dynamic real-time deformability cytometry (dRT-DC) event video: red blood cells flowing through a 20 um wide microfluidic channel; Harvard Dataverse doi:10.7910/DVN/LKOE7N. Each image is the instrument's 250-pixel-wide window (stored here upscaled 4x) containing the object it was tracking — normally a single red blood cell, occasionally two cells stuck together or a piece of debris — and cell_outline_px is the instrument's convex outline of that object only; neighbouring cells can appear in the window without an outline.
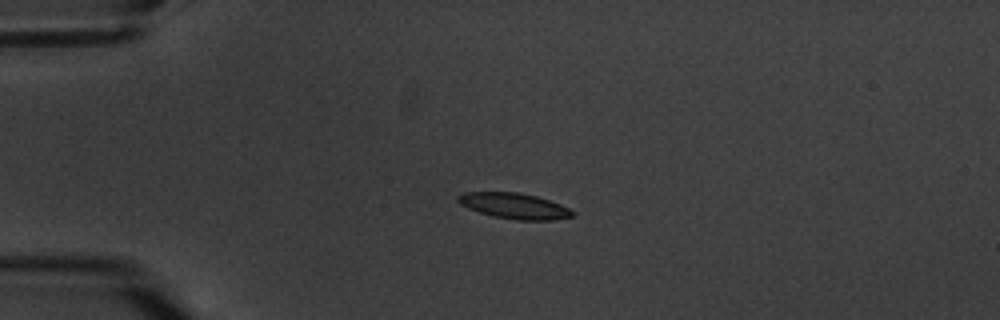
{"species": "common noctule bat (a hibernating species)", "species_latin": "Nyctalus noctula", "temperature_condition": "warm", "stored_images_in_passage": 4, "camera_frame_rate_fps": 3000, "um_per_image_px": 0.085, "animal": {"sex": "male", "body_mass_g": 20.1, "forearm_length_mm": 53.5}, "frame": {"image": 1, "passage_image": 1, "time_ms": 0.0, "image_size_px": [1000, 320], "cell_outline_px": [[576, 212], [572, 216], [552, 220], [516, 220], [492, 216], [468, 208], [460, 204], [456, 200], [456, 196], [464, 192], [516, 192], [536, 196], [560, 204]], "centroid_in_image_um": [43.68, 17.5], "position_along_channel_um": 41.3, "area_um2": 17.11}}
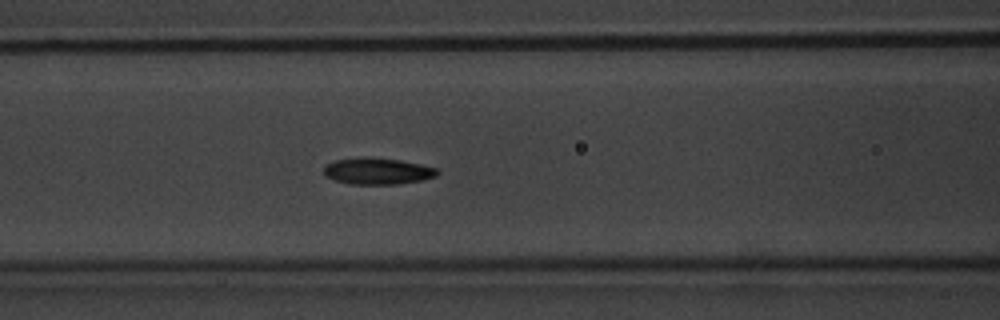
{"frame": {"image": 2, "passage_image": 4, "time_ms": 3.667, "image_size_px": [1000, 320], "cell_outline_px": [[440, 172], [436, 176], [420, 180], [396, 184], [352, 184], [336, 180], [324, 176], [324, 168], [328, 164], [336, 160], [400, 160], [420, 164], [436, 168]], "centroid_in_image_um": [32.14, 14.59], "position_along_channel_um": 134.5, "area_um2": 16.47}}